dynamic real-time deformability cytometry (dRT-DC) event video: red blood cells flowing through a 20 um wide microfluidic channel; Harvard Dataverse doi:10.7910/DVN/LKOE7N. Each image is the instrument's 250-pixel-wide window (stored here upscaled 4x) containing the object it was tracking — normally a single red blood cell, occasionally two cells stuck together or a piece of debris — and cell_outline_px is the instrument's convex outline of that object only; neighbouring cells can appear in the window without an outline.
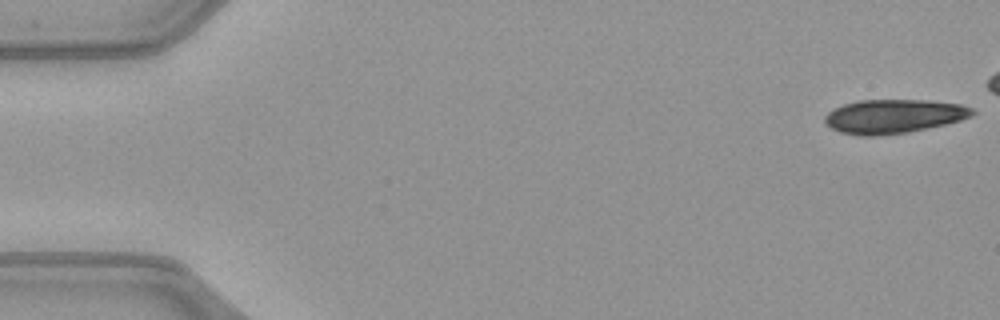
{"species": "common noctule bat (a hibernating species)", "species_latin": "Nyctalus noctula", "temperature_condition": "warm", "stored_images_in_passage": 18, "camera_frame_rate_fps": 3000, "um_per_image_px": 0.085, "animal": {"sex": "female", "body_mass_g": 21.9}, "frame": {"image": 1, "passage_image": 1, "time_ms": 0.0, "image_size_px": [1000, 320], "cell_outline_px": [[976, 112], [972, 116], [960, 120], [944, 124], [908, 132], [872, 136], [860, 136], [840, 132], [824, 124], [824, 116], [828, 112], [844, 104], [860, 100], [928, 100], [960, 104], [972, 108]], "centroid_in_image_um": [75.94, 9.88], "position_along_channel_um": 9.1, "area_um2": 29.07}}